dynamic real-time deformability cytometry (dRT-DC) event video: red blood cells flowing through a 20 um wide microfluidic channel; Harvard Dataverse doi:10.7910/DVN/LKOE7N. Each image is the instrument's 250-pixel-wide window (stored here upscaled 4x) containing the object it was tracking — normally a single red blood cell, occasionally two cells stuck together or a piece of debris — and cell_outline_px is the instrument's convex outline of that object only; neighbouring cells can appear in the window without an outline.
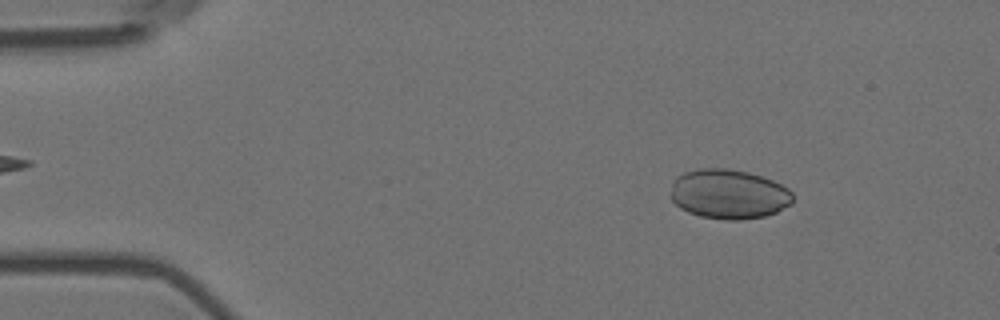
{"species": "Egyptian fruit bat (a non-hibernating species)", "species_latin": "Rousettus aegyptiacus", "temperature_condition": "room temperature", "stored_images_in_passage": 24, "camera_frame_rate_fps": 3000, "um_per_image_px": 0.085, "animal": {"sex": "female"}, "frame": {"image": 1, "passage_image": 7, "time_ms": 2.0, "image_size_px": [1000, 320], "cell_outline_px": [[792, 204], [776, 212], [764, 216], [740, 220], [724, 220], [700, 216], [688, 212], [680, 208], [668, 196], [672, 184], [676, 176], [684, 172], [700, 168], [728, 168], [748, 172], [772, 180], [788, 188], [792, 192]], "centroid_in_image_um": [61.91, 16.5], "position_along_channel_um": 23.1, "area_um2": 35.6}}